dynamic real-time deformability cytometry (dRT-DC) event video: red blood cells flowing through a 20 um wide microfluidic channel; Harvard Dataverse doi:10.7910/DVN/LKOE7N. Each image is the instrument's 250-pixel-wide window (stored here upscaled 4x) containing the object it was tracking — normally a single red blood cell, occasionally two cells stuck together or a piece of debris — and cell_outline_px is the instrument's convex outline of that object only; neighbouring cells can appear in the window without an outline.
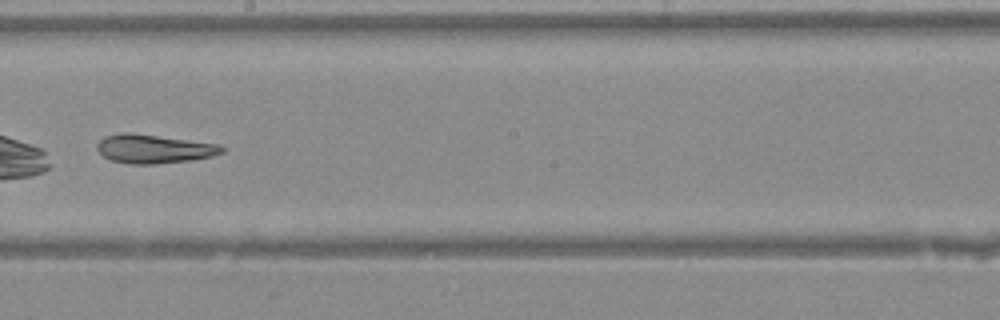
{"species": "Egyptian fruit bat (a non-hibernating species)", "species_latin": "Rousettus aegyptiacus", "temperature_condition": "warm", "stored_images_in_passage": 27, "camera_frame_rate_fps": 3000, "um_per_image_px": 0.085, "animal": {"sex": "female"}, "frame": {"image": 1, "passage_image": 12, "time_ms": 3.667, "image_size_px": [1000, 320], "cell_outline_px": [[224, 152], [212, 156], [192, 160], [152, 164], [132, 164], [112, 160], [104, 156], [96, 148], [96, 144], [104, 136], [124, 132], [128, 132], [220, 144], [224, 148]], "centroid_in_image_um": [13.08, 12.65], "position_along_channel_um": 235.1, "area_um2": 20.81}}